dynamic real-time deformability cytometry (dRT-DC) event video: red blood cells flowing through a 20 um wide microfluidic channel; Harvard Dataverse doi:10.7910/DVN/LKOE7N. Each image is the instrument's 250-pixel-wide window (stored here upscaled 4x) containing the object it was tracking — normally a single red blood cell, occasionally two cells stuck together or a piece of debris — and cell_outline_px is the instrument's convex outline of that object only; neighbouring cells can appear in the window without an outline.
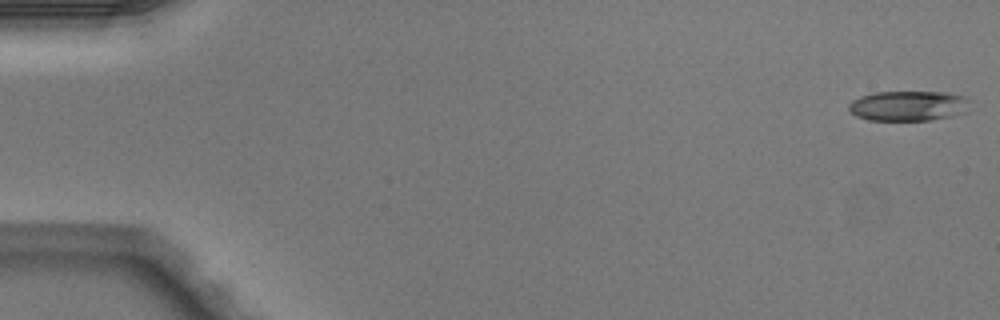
{"species": "Egyptian fruit bat (a non-hibernating species)", "species_latin": "Rousettus aegyptiacus", "temperature_condition": "warm", "stored_images_in_passage": 4, "camera_frame_rate_fps": 3000, "um_per_image_px": 0.085, "animal": {"sex": "male"}, "frame": {"image": 1, "passage_image": 1, "time_ms": 0.0, "image_size_px": [1000, 320], "cell_outline_px": [[972, 100], [968, 112], [952, 116], [932, 120], [868, 120], [856, 116], [848, 108], [848, 104], [852, 100], [860, 96], [876, 92], [948, 92], [968, 96]], "centroid_in_image_um": [77.3, 8.99], "position_along_channel_um": 7.7, "area_um2": 21.73}}